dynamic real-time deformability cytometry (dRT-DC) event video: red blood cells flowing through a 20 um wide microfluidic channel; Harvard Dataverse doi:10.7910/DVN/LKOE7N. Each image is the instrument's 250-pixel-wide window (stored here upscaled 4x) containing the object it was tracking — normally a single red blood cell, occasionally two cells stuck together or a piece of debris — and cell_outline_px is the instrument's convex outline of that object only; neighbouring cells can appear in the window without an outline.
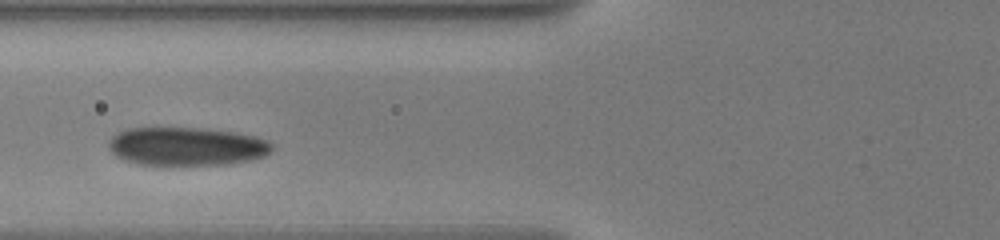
{"species": "human", "species_latin": "Homo sapiens", "temperature_condition": "warm", "stored_images_in_passage": 7, "camera_frame_rate_fps": 3000, "um_per_image_px": 0.085, "donor": {"sex": "male"}, "frame": {"image": 1, "passage_image": 4, "time_ms": 2.667, "image_size_px": [1000, 240], "cell_outline_px": [[272, 148], [264, 156], [252, 160], [228, 164], [140, 164], [124, 160], [116, 156], [108, 148], [108, 140], [112, 136], [128, 128], [196, 128], [232, 132], [256, 136], [268, 140], [272, 144]], "centroid_in_image_um": [15.85, 12.44], "position_along_channel_um": 109.9, "area_um2": 36.24}}
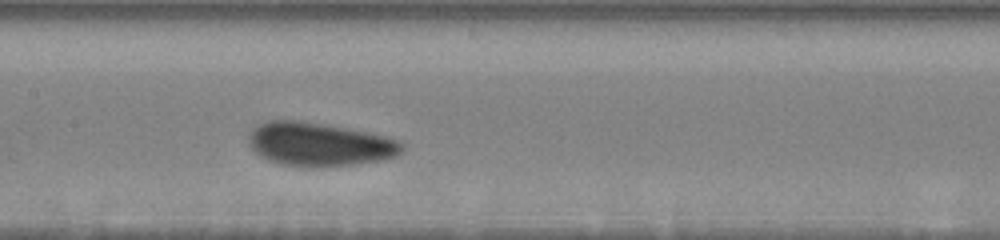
{"frame": {"image": 2, "passage_image": 6, "time_ms": 4.667, "image_size_px": [1000, 240], "cell_outline_px": [[400, 152], [392, 156], [380, 160], [360, 164], [308, 168], [280, 164], [268, 160], [260, 156], [248, 144], [248, 136], [252, 128], [268, 120], [296, 120], [320, 124], [364, 132], [396, 140], [400, 144]], "centroid_in_image_um": [27.02, 12.29], "position_along_channel_um": 180.4, "area_um2": 38.32}}
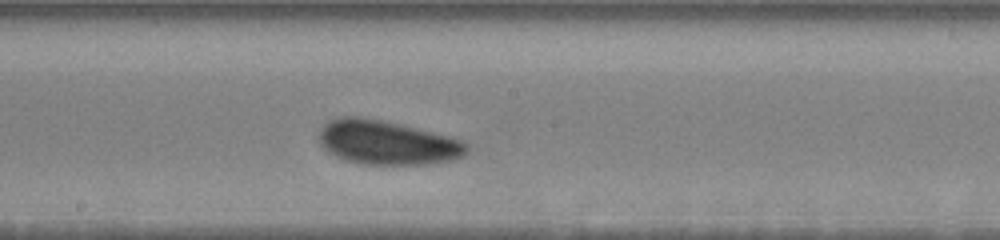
{"frame": {"image": 3, "passage_image": 7, "time_ms": 5.667, "image_size_px": [1000, 240], "cell_outline_px": [[468, 152], [464, 156], [452, 160], [428, 164], [360, 164], [344, 160], [328, 152], [320, 144], [320, 128], [328, 120], [344, 116], [360, 116], [400, 124], [452, 136], [464, 140], [468, 144]], "centroid_in_image_um": [32.93, 12.11], "position_along_channel_um": 215.3, "area_um2": 38.32}}